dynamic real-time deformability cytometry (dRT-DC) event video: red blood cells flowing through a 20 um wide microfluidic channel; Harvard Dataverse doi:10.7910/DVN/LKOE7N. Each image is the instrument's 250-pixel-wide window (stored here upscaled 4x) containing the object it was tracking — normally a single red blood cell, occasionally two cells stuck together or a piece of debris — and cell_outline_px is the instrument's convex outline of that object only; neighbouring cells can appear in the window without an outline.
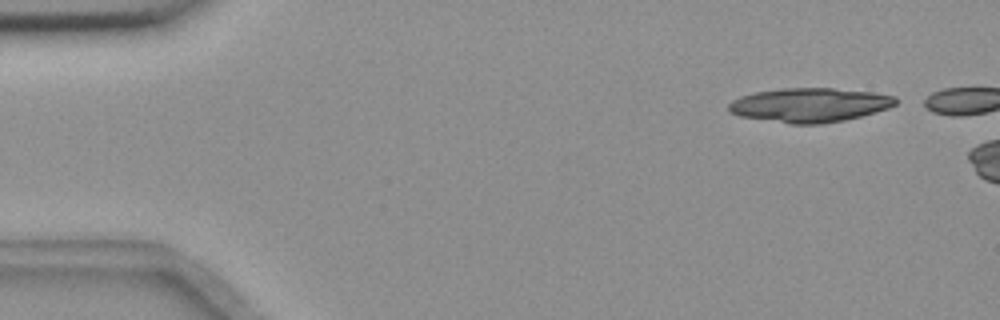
{"species": "common noctule bat (a hibernating species)", "species_latin": "Nyctalus noctula", "temperature_condition": "room temperature", "stored_images_in_passage": 3, "camera_frame_rate_fps": 3000, "um_per_image_px": 0.085, "animal": {"sex": "female", "body_mass_g": 18.4}, "frame": {"image": 1, "passage_image": 1, "time_ms": 0.0, "image_size_px": [1000, 320], "cell_outline_px": [[900, 100], [896, 104], [888, 108], [860, 116], [844, 120], [820, 124], [792, 124], [740, 116], [728, 112], [728, 104], [732, 100], [740, 96], [756, 92], [780, 88], [832, 88], [876, 92], [896, 96]], "centroid_in_image_um": [68.84, 8.91], "position_along_channel_um": 16.2, "area_um2": 33.41}}